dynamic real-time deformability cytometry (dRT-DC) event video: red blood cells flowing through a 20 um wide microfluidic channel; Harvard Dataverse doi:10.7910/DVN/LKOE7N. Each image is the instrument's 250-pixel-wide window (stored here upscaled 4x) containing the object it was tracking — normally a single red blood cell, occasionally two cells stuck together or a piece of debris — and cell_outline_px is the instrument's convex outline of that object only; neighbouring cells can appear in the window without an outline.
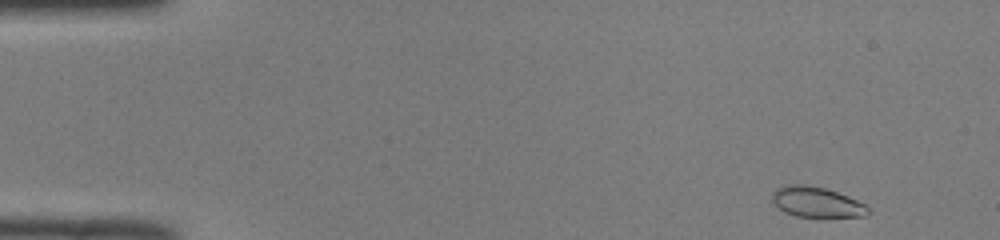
{"species": "common noctule bat (a hibernating species)", "species_latin": "Nyctalus noctula", "temperature_condition": "room temperature", "stored_images_in_passage": 47, "camera_frame_rate_fps": 3000, "um_per_image_px": 0.085, "animal": {"sex": "male", "body_mass_g": 19.0, "forearm_length_mm": 50.8}, "frame": {"image": 1, "passage_image": 1, "time_ms": 0.0, "image_size_px": [1000, 240], "cell_outline_px": [[868, 212], [864, 216], [796, 216], [784, 212], [772, 200], [772, 192], [776, 188], [788, 184], [804, 184], [824, 188], [848, 196], [864, 204], [868, 208]], "centroid_in_image_um": [69.36, 17.16], "position_along_channel_um": 15.6, "area_um2": 16.59}}
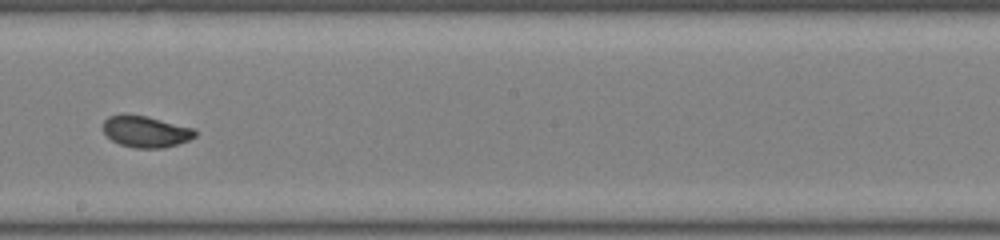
{"frame": {"image": 2, "passage_image": 26, "time_ms": 8.333, "image_size_px": [1000, 240], "cell_outline_px": [[196, 136], [188, 140], [164, 148], [136, 148], [120, 144], [112, 140], [104, 132], [104, 120], [108, 116], [120, 112], [124, 112], [148, 116], [196, 128]], "centroid_in_image_um": [12.39, 11.14], "position_along_channel_um": 235.8, "area_um2": 17.22}}
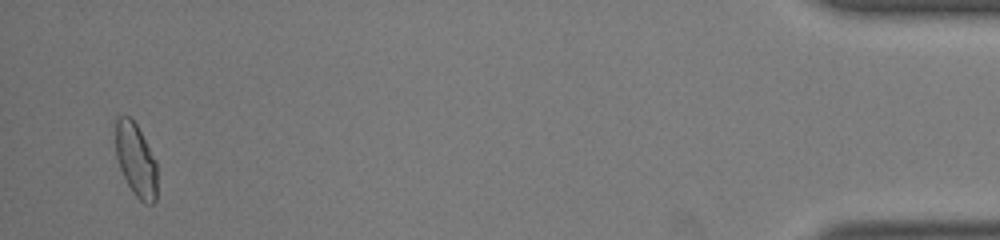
{"frame": {"image": 3, "passage_image": 46, "time_ms": 15.0, "image_size_px": [1000, 240], "cell_outline_px": [[156, 200], [152, 204], [144, 204], [132, 192], [120, 168], [116, 156], [112, 120], [116, 116], [128, 116], [136, 124], [156, 160]], "centroid_in_image_um": [11.49, 13.53], "position_along_channel_um": 423.7, "area_um2": 18.15}, "authors_computed_cell_mechanics": {"area_um2": 17.1088, "velocity_mm_per_s": 4.0269, "shape_relaxation_time_tau1_ms": 3.8447, "shape_relaxation_time_tau2_ms": null, "deformation_change_tau1": 0.1139, "deformation_change_tau2": null}}